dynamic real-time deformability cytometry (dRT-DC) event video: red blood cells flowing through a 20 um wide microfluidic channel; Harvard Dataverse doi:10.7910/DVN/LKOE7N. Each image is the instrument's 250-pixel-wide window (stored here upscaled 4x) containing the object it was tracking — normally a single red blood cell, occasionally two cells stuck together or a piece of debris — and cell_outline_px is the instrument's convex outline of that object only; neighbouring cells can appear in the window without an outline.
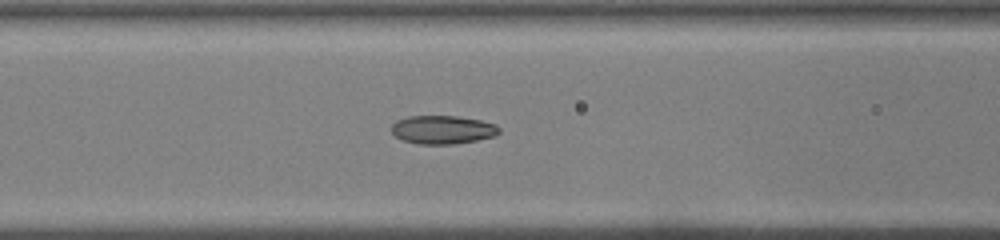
{"species": "common noctule bat (a hibernating species)", "species_latin": "Nyctalus noctula", "temperature_condition": "warm", "stored_images_in_passage": 44, "camera_frame_rate_fps": 3000, "um_per_image_px": 0.085, "animal": {"sex": "male", "body_mass_g": 19.0, "forearm_length_mm": 50.8}, "frame": {"image": 1, "passage_image": 19, "time_ms": 6.0, "image_size_px": [1000, 240], "cell_outline_px": [[500, 132], [496, 136], [476, 140], [452, 144], [420, 144], [404, 140], [396, 136], [388, 128], [396, 120], [408, 116], [456, 116], [480, 120], [496, 124], [500, 128]], "centroid_in_image_um": [37.62, 11.02], "position_along_channel_um": 129.0, "area_um2": 17.92}}
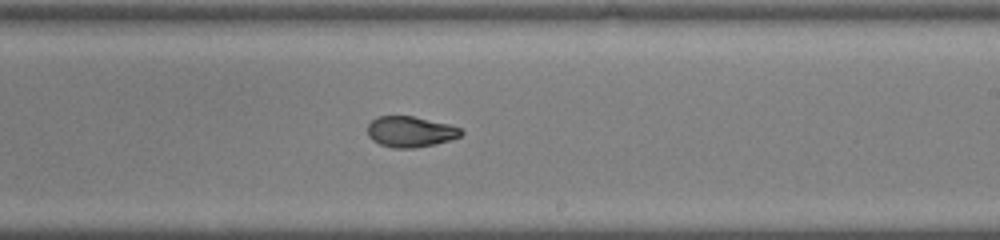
{"frame": {"image": 2, "passage_image": 27, "time_ms": 8.667, "image_size_px": [1000, 240], "cell_outline_px": [[464, 132], [460, 136], [436, 144], [412, 148], [392, 148], [380, 144], [372, 140], [368, 136], [368, 124], [376, 116], [412, 116], [448, 124], [460, 128]], "centroid_in_image_um": [34.85, 11.19], "position_along_channel_um": 254.1, "area_um2": 16.7}}
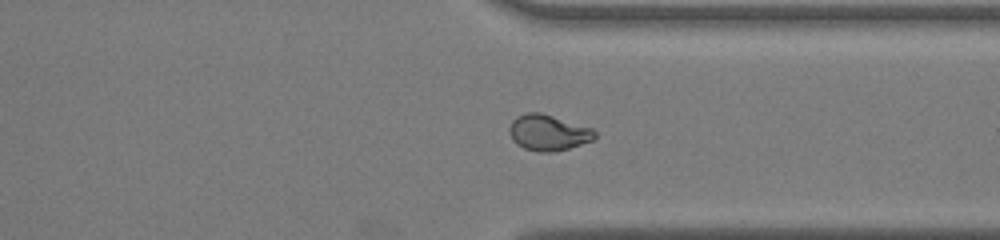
{"frame": {"image": 3, "passage_image": 34, "time_ms": 11.0, "image_size_px": [1000, 240], "cell_outline_px": [[596, 136], [592, 140], [568, 148], [552, 152], [540, 152], [524, 148], [516, 144], [512, 140], [508, 132], [508, 128], [512, 120], [516, 116], [528, 112], [540, 112], [592, 128], [596, 132]], "centroid_in_image_um": [46.55, 11.27], "position_along_channel_um": 364.8, "area_um2": 17.86}}